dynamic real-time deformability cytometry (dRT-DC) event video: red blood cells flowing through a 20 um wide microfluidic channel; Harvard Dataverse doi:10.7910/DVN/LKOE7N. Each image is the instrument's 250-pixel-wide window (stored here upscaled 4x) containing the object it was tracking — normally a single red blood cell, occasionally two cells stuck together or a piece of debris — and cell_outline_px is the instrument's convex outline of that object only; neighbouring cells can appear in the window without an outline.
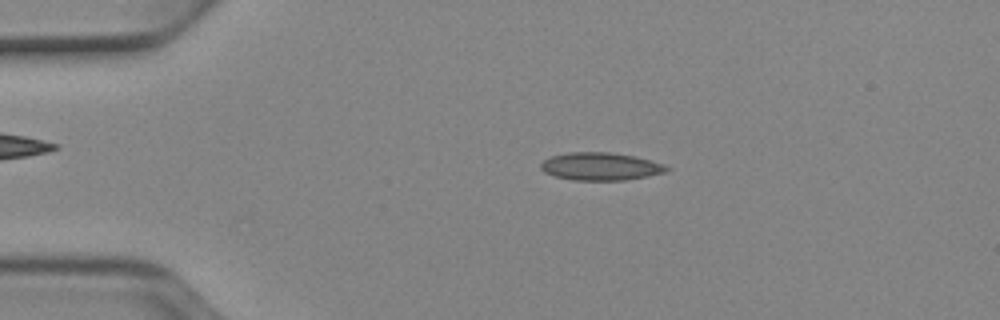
{"species": "Egyptian fruit bat (a non-hibernating species)", "species_latin": "Rousettus aegyptiacus", "temperature_condition": "cold", "stored_images_in_passage": 46, "camera_frame_rate_fps": 3000, "um_per_image_px": 0.085, "animal": {"sex": "female"}, "frame": {"image": 1, "passage_image": 5, "time_ms": 1.333, "image_size_px": [1000, 320], "cell_outline_px": [[668, 168], [664, 172], [648, 176], [624, 180], [572, 180], [556, 176], [544, 172], [540, 168], [540, 164], [544, 160], [552, 156], [568, 152], [608, 152], [632, 156], [664, 164]], "centroid_in_image_um": [51.0, 14.15], "position_along_channel_um": 34.0, "area_um2": 20.06}}
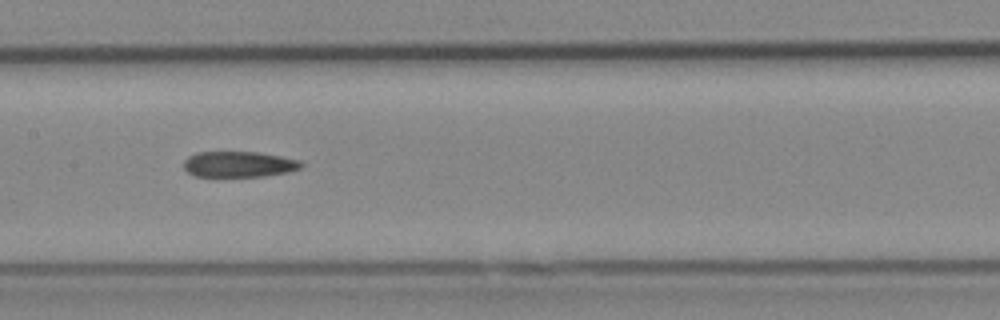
{"frame": {"image": 2, "passage_image": 20, "time_ms": 6.333, "image_size_px": [1000, 320], "cell_outline_px": [[304, 164], [300, 168], [288, 172], [264, 176], [192, 176], [184, 168], [184, 160], [188, 156], [196, 152], [256, 152], [280, 156], [300, 160]], "centroid_in_image_um": [20.29, 13.96], "position_along_channel_um": 187.1, "area_um2": 17.63}}
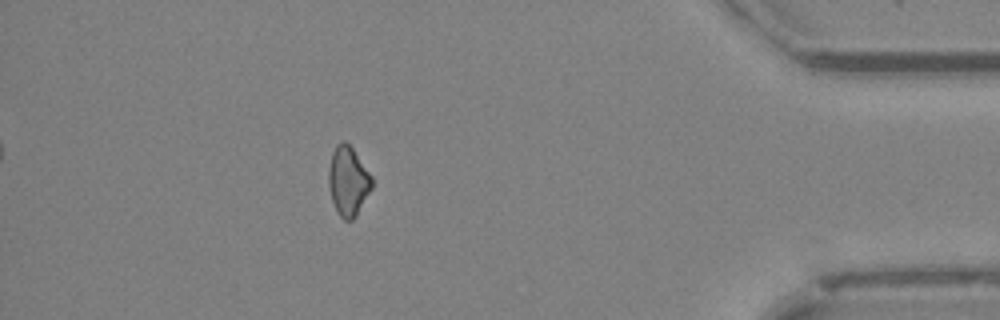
{"frame": {"image": 3, "passage_image": 40, "time_ms": 13.0, "image_size_px": [1000, 320], "cell_outline_px": [[372, 188], [356, 216], [352, 220], [344, 220], [340, 216], [332, 200], [328, 184], [328, 168], [332, 152], [336, 144], [344, 140], [352, 148], [372, 176]], "centroid_in_image_um": [29.58, 15.38], "position_along_channel_um": 405.6, "area_um2": 17.4}, "authors_computed_cell_mechanics": {"area_um2": 18.6694, "velocity_mm_per_s": 3.9407, "shape_relaxation_time_tau1_ms": null, "shape_relaxation_time_tau2_ms": 6.0829, "deformation_change_tau1": null, "deformation_change_tau2": 0.1565}}